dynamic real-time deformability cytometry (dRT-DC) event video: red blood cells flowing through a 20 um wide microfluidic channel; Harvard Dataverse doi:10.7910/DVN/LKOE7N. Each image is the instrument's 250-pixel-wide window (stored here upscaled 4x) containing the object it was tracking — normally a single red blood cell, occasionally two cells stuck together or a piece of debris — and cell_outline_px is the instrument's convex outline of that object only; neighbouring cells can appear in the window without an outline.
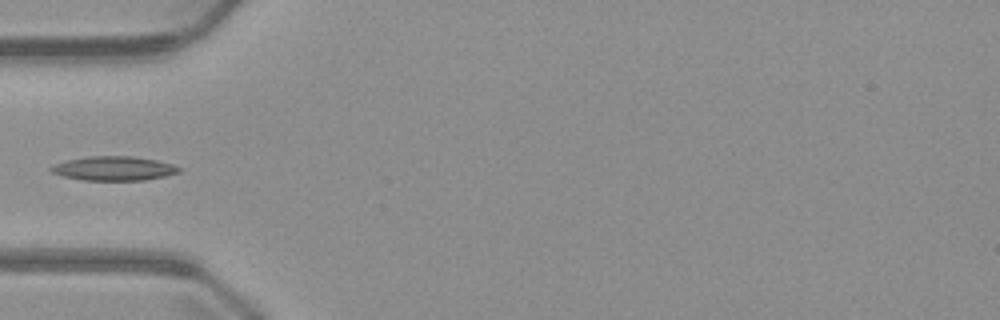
{"species": "common noctule bat (a hibernating species)", "species_latin": "Nyctalus noctula", "temperature_condition": "warm", "stored_images_in_passage": 5, "camera_frame_rate_fps": 3000, "um_per_image_px": 0.085, "animal": {"sex": "male", "body_mass_g": 23.1, "forearm_length_mm": 52.7}, "frame": {"image": 1, "passage_image": 4, "time_ms": 4.667, "image_size_px": [1000, 320], "cell_outline_px": [[180, 172], [164, 176], [144, 180], [84, 180], [64, 176], [52, 172], [48, 168], [52, 164], [64, 160], [88, 156], [132, 156], [156, 160], [172, 164], [180, 168]], "centroid_in_image_um": [9.63, 14.3], "position_along_channel_um": 75.4, "area_um2": 18.03}}
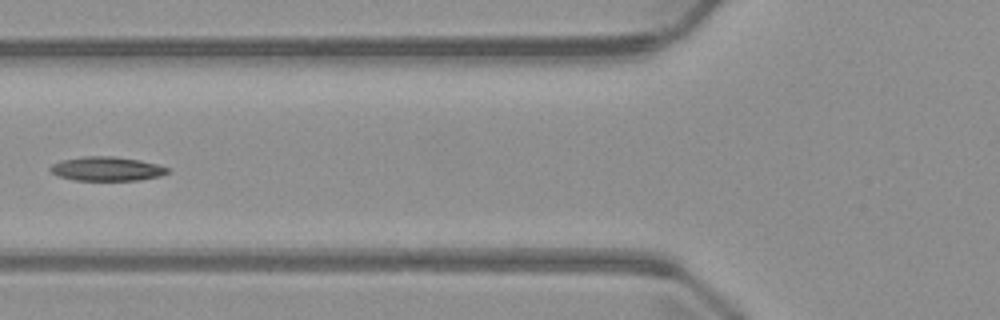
{"frame": {"image": 2, "passage_image": 5, "time_ms": 5.667, "image_size_px": [1000, 320], "cell_outline_px": [[172, 172], [160, 176], [140, 180], [72, 180], [56, 176], [48, 172], [48, 168], [52, 164], [64, 160], [84, 156], [112, 156], [140, 160], [172, 168]], "centroid_in_image_um": [9.08, 14.36], "position_along_channel_um": 116.7, "area_um2": 16.76}}